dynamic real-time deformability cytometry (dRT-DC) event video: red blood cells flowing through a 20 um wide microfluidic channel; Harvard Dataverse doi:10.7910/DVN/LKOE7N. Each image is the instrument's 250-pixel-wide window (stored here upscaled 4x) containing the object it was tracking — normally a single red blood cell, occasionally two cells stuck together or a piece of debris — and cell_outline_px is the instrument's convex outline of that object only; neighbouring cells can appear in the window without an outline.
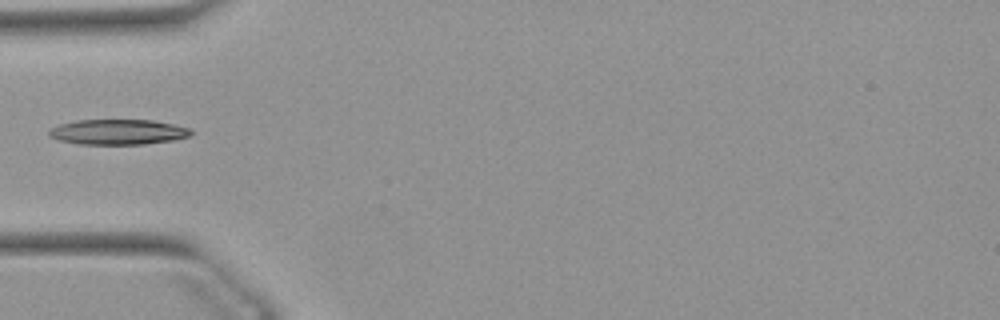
{"species": "Egyptian fruit bat (a non-hibernating species)", "species_latin": "Rousettus aegyptiacus", "temperature_condition": "warm", "stored_images_in_passage": 10, "camera_frame_rate_fps": 3000, "um_per_image_px": 0.085, "animal": {"sex": "female"}, "frame": {"image": 1, "passage_image": 1, "time_ms": 0.0, "image_size_px": [1000, 320], "cell_outline_px": [[192, 132], [188, 136], [172, 140], [144, 144], [80, 144], [60, 140], [48, 136], [48, 132], [52, 128], [60, 124], [76, 120], [152, 120], [172, 124], [188, 128]], "centroid_in_image_um": [9.99, 11.21], "position_along_channel_um": 75.0, "area_um2": 20.63}}
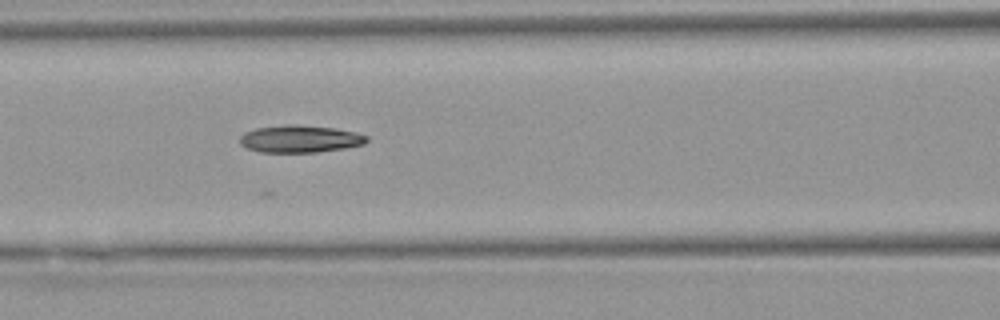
{"frame": {"image": 2, "passage_image": 6, "time_ms": 1.667, "image_size_px": [1000, 320], "cell_outline_px": [[368, 140], [364, 144], [344, 148], [316, 152], [260, 152], [248, 148], [240, 144], [240, 136], [244, 132], [256, 128], [288, 124], [296, 124], [336, 128], [356, 132], [368, 136]], "centroid_in_image_um": [25.5, 11.8], "position_along_channel_um": 141.1, "area_um2": 20.23}}